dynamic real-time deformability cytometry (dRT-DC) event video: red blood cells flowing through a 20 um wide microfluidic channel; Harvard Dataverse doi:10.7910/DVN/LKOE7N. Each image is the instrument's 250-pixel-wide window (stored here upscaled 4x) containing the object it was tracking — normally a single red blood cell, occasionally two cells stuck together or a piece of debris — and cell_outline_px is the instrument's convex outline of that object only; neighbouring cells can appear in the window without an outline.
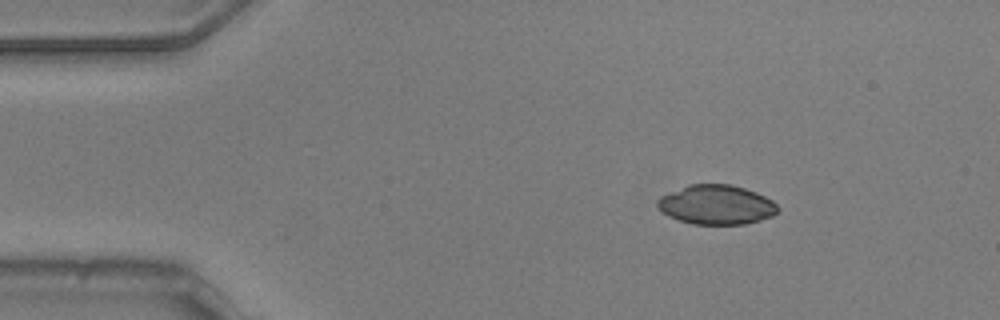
{"species": "common noctule bat (a hibernating species)", "species_latin": "Nyctalus noctula", "temperature_condition": "warm", "stored_images_in_passage": 35, "camera_frame_rate_fps": 3000, "um_per_image_px": 0.085, "animal": {"sex": "male", "body_mass_g": 20.5, "forearm_length_mm": 52.5}, "frame": {"image": 1, "passage_image": 1, "time_ms": 0.0, "image_size_px": [1000, 320], "cell_outline_px": [[780, 208], [772, 216], [760, 220], [744, 224], [692, 224], [668, 216], [656, 204], [656, 200], [660, 196], [688, 184], [732, 184], [756, 192], [772, 200]], "centroid_in_image_um": [60.89, 17.39], "position_along_channel_um": 24.1, "area_um2": 27.63}}
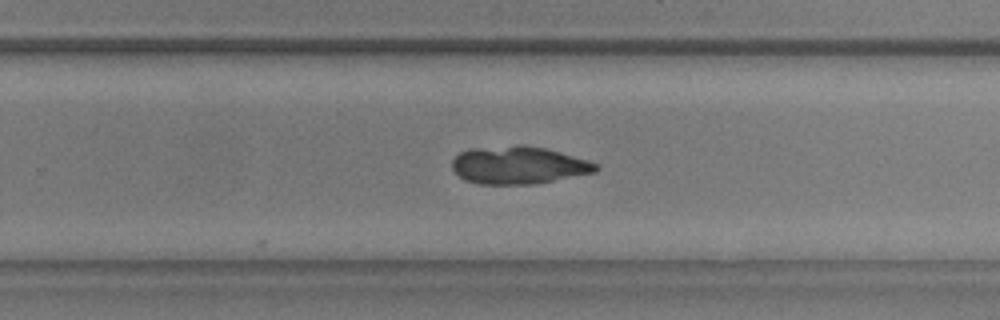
{"frame": {"image": 2, "passage_image": 27, "time_ms": 8.667, "image_size_px": [1000, 320], "cell_outline_px": [[600, 168], [596, 172], [536, 184], [476, 184], [464, 180], [452, 168], [452, 160], [460, 152], [468, 148], [520, 144], [524, 144], [544, 148], [560, 152], [588, 160], [600, 164]], "centroid_in_image_um": [44.08, 14.03], "position_along_channel_um": 285.7, "area_um2": 31.96}}
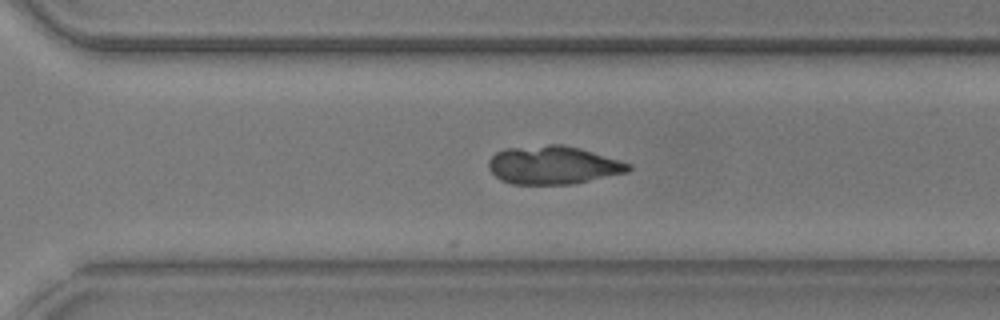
{"frame": {"image": 3, "passage_image": 30, "time_ms": 9.667, "image_size_px": [1000, 320], "cell_outline_px": [[632, 168], [628, 172], [572, 184], [512, 184], [500, 180], [488, 168], [488, 160], [496, 152], [504, 148], [548, 144], [564, 144], [580, 148], [620, 160], [632, 164]], "centroid_in_image_um": [47.01, 14.02], "position_along_channel_um": 323.6, "area_um2": 31.39}}